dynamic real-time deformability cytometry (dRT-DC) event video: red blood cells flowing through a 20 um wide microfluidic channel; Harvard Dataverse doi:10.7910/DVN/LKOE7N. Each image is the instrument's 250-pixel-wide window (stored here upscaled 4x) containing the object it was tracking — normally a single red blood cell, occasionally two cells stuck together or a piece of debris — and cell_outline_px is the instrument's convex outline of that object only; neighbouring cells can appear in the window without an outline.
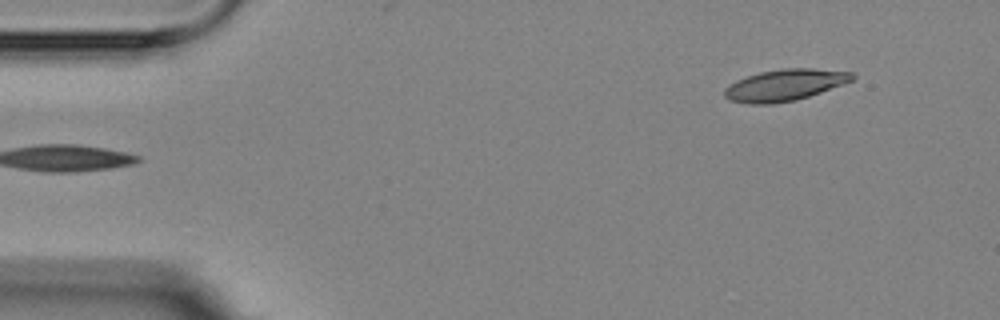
{"species": "Egyptian fruit bat (a non-hibernating species)", "species_latin": "Rousettus aegyptiacus", "temperature_condition": "room temperature", "stored_images_in_passage": 5, "camera_frame_rate_fps": 3000, "um_per_image_px": 0.085, "animal": {"sex": "female"}, "frame": {"image": 1, "passage_image": 5, "time_ms": 4.667, "image_size_px": [1000, 320], "cell_outline_px": [[856, 76], [852, 80], [820, 92], [796, 100], [772, 104], [748, 104], [728, 100], [724, 96], [724, 88], [728, 84], [736, 80], [760, 72], [784, 68], [812, 68], [852, 72]], "centroid_in_image_um": [66.65, 7.23], "position_along_channel_um": 18.3, "area_um2": 23.41}}